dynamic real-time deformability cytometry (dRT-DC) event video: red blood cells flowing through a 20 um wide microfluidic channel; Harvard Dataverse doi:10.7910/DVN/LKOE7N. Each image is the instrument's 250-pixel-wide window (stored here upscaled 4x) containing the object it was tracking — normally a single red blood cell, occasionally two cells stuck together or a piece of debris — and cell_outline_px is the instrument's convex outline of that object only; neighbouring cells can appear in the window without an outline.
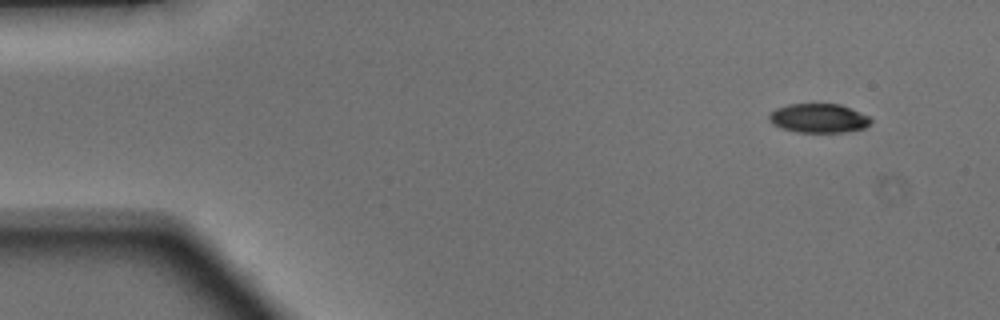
{"species": "Egyptian fruit bat (a non-hibernating species)", "species_latin": "Rousettus aegyptiacus", "temperature_condition": "warm", "stored_images_in_passage": 45, "camera_frame_rate_fps": 3000, "um_per_image_px": 0.085, "animal": {"sex": "male"}, "frame": {"image": 1, "passage_image": 1, "time_ms": 0.0, "image_size_px": [1000, 320], "cell_outline_px": [[872, 120], [864, 128], [848, 132], [796, 132], [780, 128], [772, 124], [768, 120], [768, 116], [776, 108], [788, 104], [840, 104], [860, 112], [868, 116]], "centroid_in_image_um": [69.56, 10.05], "position_along_channel_um": 15.4, "area_um2": 17.28}}
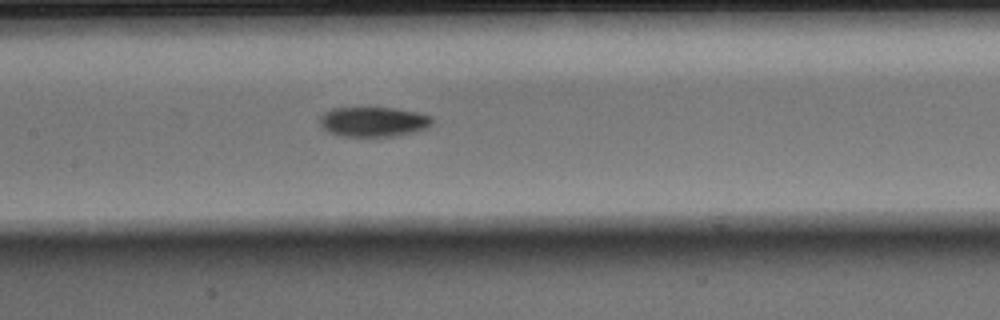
{"frame": {"image": 2, "passage_image": 20, "time_ms": 6.333, "image_size_px": [1000, 320], "cell_outline_px": [[432, 124], [428, 128], [412, 132], [392, 136], [344, 136], [328, 132], [320, 124], [320, 116], [324, 112], [332, 108], [392, 108], [416, 112], [432, 116]], "centroid_in_image_um": [31.74, 10.34], "position_along_channel_um": 175.7, "area_um2": 19.36}}
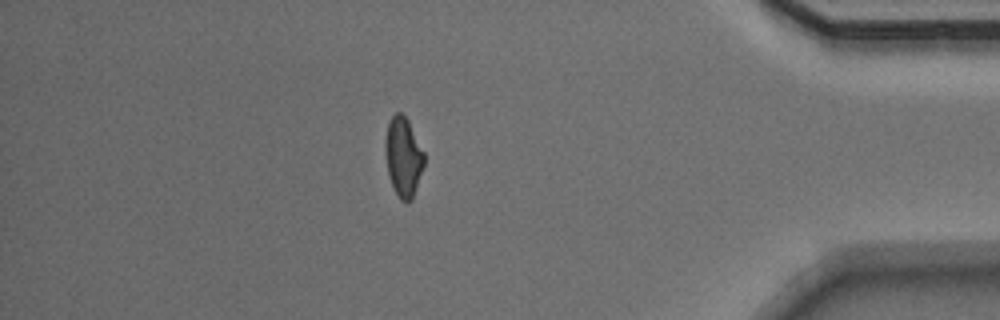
{"frame": {"image": 3, "passage_image": 39, "time_ms": 12.667, "image_size_px": [1000, 320], "cell_outline_px": [[424, 164], [412, 200], [408, 204], [404, 204], [400, 200], [388, 176], [384, 152], [384, 140], [388, 124], [392, 116], [396, 112], [400, 112], [408, 120], [424, 152]], "centroid_in_image_um": [34.26, 13.36], "position_along_channel_um": 400.9, "area_um2": 18.15}, "authors_computed_cell_mechanics": {"area_um2": 18.6694, "velocity_mm_per_s": 4.1648, "shape_relaxation_time_tau1_ms": 3.533, "shape_relaxation_time_tau2_ms": 7.8575, "deformation_change_tau1": 0.1515, "deformation_change_tau2": 0.1547}}